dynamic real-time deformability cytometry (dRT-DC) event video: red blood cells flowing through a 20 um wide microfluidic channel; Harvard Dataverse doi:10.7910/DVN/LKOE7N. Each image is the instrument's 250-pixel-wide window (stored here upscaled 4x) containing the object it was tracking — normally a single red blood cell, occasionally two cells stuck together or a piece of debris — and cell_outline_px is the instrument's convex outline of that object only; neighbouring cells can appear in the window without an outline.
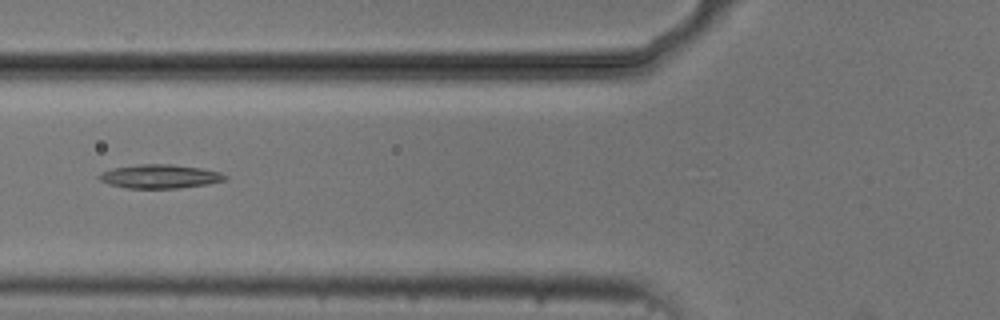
{"species": "common noctule bat (a hibernating species)", "species_latin": "Nyctalus noctula", "temperature_condition": "cold", "stored_images_in_passage": 6, "camera_frame_rate_fps": 3000, "um_per_image_px": 0.085, "animal": {"sex": "male", "body_mass_g": 20.5, "forearm_length_mm": 52.5}, "frame": {"image": 1, "passage_image": 6, "time_ms": 6.0, "image_size_px": [1000, 320], "cell_outline_px": [[228, 180], [208, 184], [180, 188], [124, 188], [108, 184], [100, 180], [96, 176], [100, 172], [112, 168], [140, 164], [172, 164], [200, 168], [220, 172], [228, 176]], "centroid_in_image_um": [13.58, 15.0], "position_along_channel_um": 112.2, "area_um2": 17.69}}